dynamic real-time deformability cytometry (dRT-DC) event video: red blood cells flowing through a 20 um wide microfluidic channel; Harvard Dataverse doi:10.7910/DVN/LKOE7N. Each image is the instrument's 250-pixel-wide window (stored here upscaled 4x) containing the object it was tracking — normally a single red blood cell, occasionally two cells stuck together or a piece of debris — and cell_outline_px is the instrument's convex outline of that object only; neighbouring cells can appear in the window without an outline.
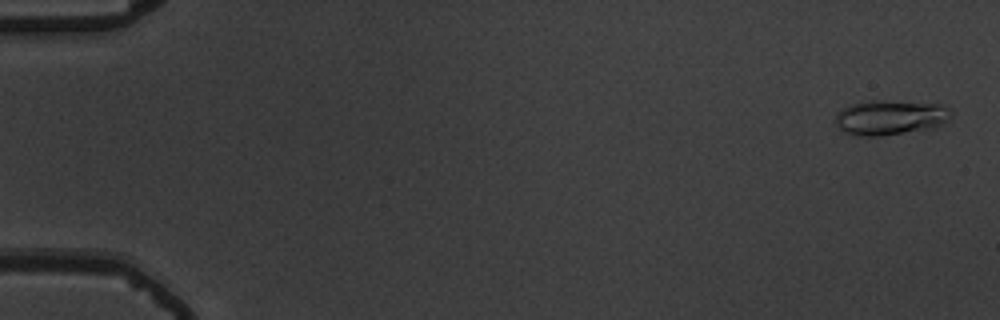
{"species": "common noctule bat (a hibernating species)", "species_latin": "Nyctalus noctula", "temperature_condition": "warm", "stored_images_in_passage": 56, "camera_frame_rate_fps": 3000, "um_per_image_px": 0.085, "animal": {"sex": "male", "body_mass_g": 19.5, "forearm_length_mm": 54.6}, "frame": {"image": 1, "passage_image": 2, "time_ms": 0.333, "image_size_px": [1000, 320], "cell_outline_px": [[952, 112], [948, 120], [936, 128], [880, 136], [856, 136], [844, 132], [836, 124], [836, 112], [852, 104], [868, 100], [884, 100], [940, 104], [948, 108]], "centroid_in_image_um": [75.68, 9.99], "position_along_channel_um": 9.3, "area_um2": 23.7}}
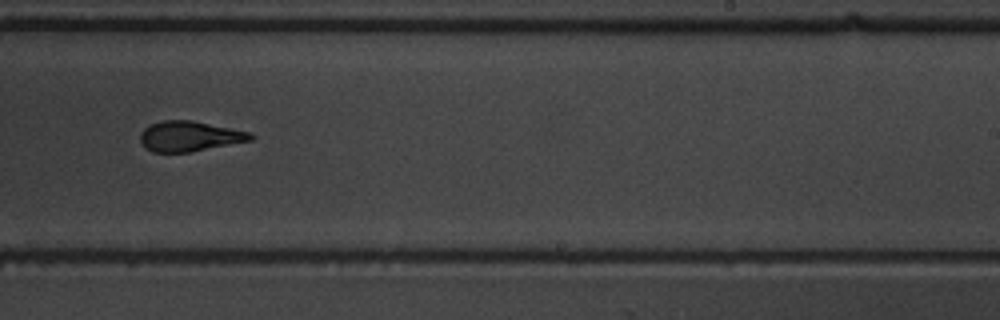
{"frame": {"image": 2, "passage_image": 36, "time_ms": 11.667, "image_size_px": [1000, 320], "cell_outline_px": [[256, 136], [252, 140], [192, 152], [152, 152], [144, 148], [140, 140], [140, 132], [148, 124], [164, 120], [192, 120], [252, 132]], "centroid_in_image_um": [16.11, 11.58], "position_along_channel_um": 272.9, "area_um2": 19.77}}
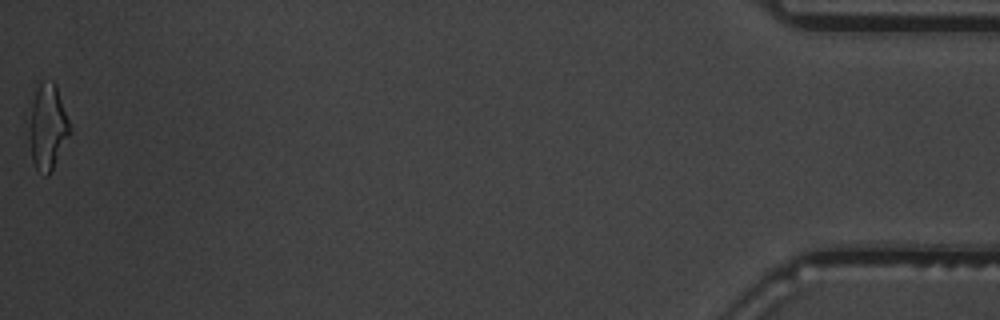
{"frame": {"image": 3, "passage_image": 56, "time_ms": 18.333, "image_size_px": [1000, 320], "cell_outline_px": [[72, 132], [48, 176], [44, 176], [36, 168], [32, 160], [28, 136], [28, 128], [32, 104], [36, 92], [40, 84], [52, 80], [56, 84], [72, 128]], "centroid_in_image_um": [4.06, 10.83], "position_along_channel_um": 431.1, "area_um2": 20.29}, "authors_computed_cell_mechanics": {"area_um2": 19.8832, "velocity_mm_per_s": 3.7223, "shape_relaxation_time_tau1_ms": 5.4304, "shape_relaxation_time_tau2_ms": 1.9774, "deformation_change_tau1": 0.1999, "deformation_change_tau2": 0.1124}}